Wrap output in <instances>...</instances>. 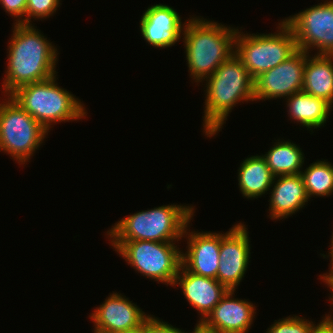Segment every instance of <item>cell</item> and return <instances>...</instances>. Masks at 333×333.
I'll use <instances>...</instances> for the list:
<instances>
[{
  "instance_id": "14",
  "label": "cell",
  "mask_w": 333,
  "mask_h": 333,
  "mask_svg": "<svg viewBox=\"0 0 333 333\" xmlns=\"http://www.w3.org/2000/svg\"><path fill=\"white\" fill-rule=\"evenodd\" d=\"M187 252L182 253V265L191 273L217 280L221 234L212 232H187Z\"/></svg>"
},
{
  "instance_id": "20",
  "label": "cell",
  "mask_w": 333,
  "mask_h": 333,
  "mask_svg": "<svg viewBox=\"0 0 333 333\" xmlns=\"http://www.w3.org/2000/svg\"><path fill=\"white\" fill-rule=\"evenodd\" d=\"M238 171L240 191L249 199L265 194L277 180L261 155L245 159Z\"/></svg>"
},
{
  "instance_id": "3",
  "label": "cell",
  "mask_w": 333,
  "mask_h": 333,
  "mask_svg": "<svg viewBox=\"0 0 333 333\" xmlns=\"http://www.w3.org/2000/svg\"><path fill=\"white\" fill-rule=\"evenodd\" d=\"M186 22L182 35L187 64L191 78L201 82L235 53L238 29L197 17Z\"/></svg>"
},
{
  "instance_id": "19",
  "label": "cell",
  "mask_w": 333,
  "mask_h": 333,
  "mask_svg": "<svg viewBox=\"0 0 333 333\" xmlns=\"http://www.w3.org/2000/svg\"><path fill=\"white\" fill-rule=\"evenodd\" d=\"M287 103L290 118L310 130L324 125L333 107L325 99L314 97L303 91L289 96Z\"/></svg>"
},
{
  "instance_id": "18",
  "label": "cell",
  "mask_w": 333,
  "mask_h": 333,
  "mask_svg": "<svg viewBox=\"0 0 333 333\" xmlns=\"http://www.w3.org/2000/svg\"><path fill=\"white\" fill-rule=\"evenodd\" d=\"M333 55L309 56L306 52L302 91L333 103Z\"/></svg>"
},
{
  "instance_id": "27",
  "label": "cell",
  "mask_w": 333,
  "mask_h": 333,
  "mask_svg": "<svg viewBox=\"0 0 333 333\" xmlns=\"http://www.w3.org/2000/svg\"><path fill=\"white\" fill-rule=\"evenodd\" d=\"M313 333H333V319L329 314L314 328Z\"/></svg>"
},
{
  "instance_id": "29",
  "label": "cell",
  "mask_w": 333,
  "mask_h": 333,
  "mask_svg": "<svg viewBox=\"0 0 333 333\" xmlns=\"http://www.w3.org/2000/svg\"><path fill=\"white\" fill-rule=\"evenodd\" d=\"M114 333H144V321L141 326H138V327H135L132 329H128V330L117 331Z\"/></svg>"
},
{
  "instance_id": "32",
  "label": "cell",
  "mask_w": 333,
  "mask_h": 333,
  "mask_svg": "<svg viewBox=\"0 0 333 333\" xmlns=\"http://www.w3.org/2000/svg\"><path fill=\"white\" fill-rule=\"evenodd\" d=\"M194 333H203L199 329H197Z\"/></svg>"
},
{
  "instance_id": "15",
  "label": "cell",
  "mask_w": 333,
  "mask_h": 333,
  "mask_svg": "<svg viewBox=\"0 0 333 333\" xmlns=\"http://www.w3.org/2000/svg\"><path fill=\"white\" fill-rule=\"evenodd\" d=\"M184 26L178 13L163 4L148 7L140 20L142 37L157 48L173 46L183 34Z\"/></svg>"
},
{
  "instance_id": "4",
  "label": "cell",
  "mask_w": 333,
  "mask_h": 333,
  "mask_svg": "<svg viewBox=\"0 0 333 333\" xmlns=\"http://www.w3.org/2000/svg\"><path fill=\"white\" fill-rule=\"evenodd\" d=\"M194 207L163 205L154 209L134 213L116 223L107 235L111 241H154L175 242L184 231L194 214Z\"/></svg>"
},
{
  "instance_id": "6",
  "label": "cell",
  "mask_w": 333,
  "mask_h": 333,
  "mask_svg": "<svg viewBox=\"0 0 333 333\" xmlns=\"http://www.w3.org/2000/svg\"><path fill=\"white\" fill-rule=\"evenodd\" d=\"M278 29L279 33L262 35H243L238 30L235 54L253 79L286 61L299 50L294 32L284 20L279 23Z\"/></svg>"
},
{
  "instance_id": "13",
  "label": "cell",
  "mask_w": 333,
  "mask_h": 333,
  "mask_svg": "<svg viewBox=\"0 0 333 333\" xmlns=\"http://www.w3.org/2000/svg\"><path fill=\"white\" fill-rule=\"evenodd\" d=\"M148 316L128 298L112 293L90 315L94 333H114L141 326Z\"/></svg>"
},
{
  "instance_id": "8",
  "label": "cell",
  "mask_w": 333,
  "mask_h": 333,
  "mask_svg": "<svg viewBox=\"0 0 333 333\" xmlns=\"http://www.w3.org/2000/svg\"><path fill=\"white\" fill-rule=\"evenodd\" d=\"M7 99L0 103V151L25 164L48 131L10 96Z\"/></svg>"
},
{
  "instance_id": "30",
  "label": "cell",
  "mask_w": 333,
  "mask_h": 333,
  "mask_svg": "<svg viewBox=\"0 0 333 333\" xmlns=\"http://www.w3.org/2000/svg\"><path fill=\"white\" fill-rule=\"evenodd\" d=\"M329 255L328 256H330L331 257V262H330V264H331V266L333 265V235H332V240H331V247H330V252L328 253Z\"/></svg>"
},
{
  "instance_id": "25",
  "label": "cell",
  "mask_w": 333,
  "mask_h": 333,
  "mask_svg": "<svg viewBox=\"0 0 333 333\" xmlns=\"http://www.w3.org/2000/svg\"><path fill=\"white\" fill-rule=\"evenodd\" d=\"M198 329L197 325L194 328V333ZM144 333H188L173 327L171 324L163 322L158 318L148 315L144 320ZM191 333V332H190Z\"/></svg>"
},
{
  "instance_id": "16",
  "label": "cell",
  "mask_w": 333,
  "mask_h": 333,
  "mask_svg": "<svg viewBox=\"0 0 333 333\" xmlns=\"http://www.w3.org/2000/svg\"><path fill=\"white\" fill-rule=\"evenodd\" d=\"M174 285L181 286L183 295L189 304L202 315L197 325L207 317L229 291L216 279L191 273L183 265L180 267Z\"/></svg>"
},
{
  "instance_id": "5",
  "label": "cell",
  "mask_w": 333,
  "mask_h": 333,
  "mask_svg": "<svg viewBox=\"0 0 333 333\" xmlns=\"http://www.w3.org/2000/svg\"><path fill=\"white\" fill-rule=\"evenodd\" d=\"M55 81L56 75L21 86L9 95L47 131L51 123L76 121L87 115L78 98L59 87Z\"/></svg>"
},
{
  "instance_id": "31",
  "label": "cell",
  "mask_w": 333,
  "mask_h": 333,
  "mask_svg": "<svg viewBox=\"0 0 333 333\" xmlns=\"http://www.w3.org/2000/svg\"><path fill=\"white\" fill-rule=\"evenodd\" d=\"M330 290H331V292H332V294H331V295H332V296H331L332 298L330 297L329 299L332 301L331 304L333 305V287H332Z\"/></svg>"
},
{
  "instance_id": "2",
  "label": "cell",
  "mask_w": 333,
  "mask_h": 333,
  "mask_svg": "<svg viewBox=\"0 0 333 333\" xmlns=\"http://www.w3.org/2000/svg\"><path fill=\"white\" fill-rule=\"evenodd\" d=\"M204 132L211 138L240 101L254 100V79L234 53L206 78Z\"/></svg>"
},
{
  "instance_id": "11",
  "label": "cell",
  "mask_w": 333,
  "mask_h": 333,
  "mask_svg": "<svg viewBox=\"0 0 333 333\" xmlns=\"http://www.w3.org/2000/svg\"><path fill=\"white\" fill-rule=\"evenodd\" d=\"M244 224L234 225L222 234L217 281L228 290L235 291L240 284L250 259V241Z\"/></svg>"
},
{
  "instance_id": "21",
  "label": "cell",
  "mask_w": 333,
  "mask_h": 333,
  "mask_svg": "<svg viewBox=\"0 0 333 333\" xmlns=\"http://www.w3.org/2000/svg\"><path fill=\"white\" fill-rule=\"evenodd\" d=\"M262 157L275 177L299 174L304 163L302 150L290 141L276 142Z\"/></svg>"
},
{
  "instance_id": "17",
  "label": "cell",
  "mask_w": 333,
  "mask_h": 333,
  "mask_svg": "<svg viewBox=\"0 0 333 333\" xmlns=\"http://www.w3.org/2000/svg\"><path fill=\"white\" fill-rule=\"evenodd\" d=\"M278 179L270 197L271 219H283L304 207L309 198L299 174L276 176Z\"/></svg>"
},
{
  "instance_id": "26",
  "label": "cell",
  "mask_w": 333,
  "mask_h": 333,
  "mask_svg": "<svg viewBox=\"0 0 333 333\" xmlns=\"http://www.w3.org/2000/svg\"><path fill=\"white\" fill-rule=\"evenodd\" d=\"M0 4L10 16L18 18L15 23L23 24L25 18L27 0H0Z\"/></svg>"
},
{
  "instance_id": "1",
  "label": "cell",
  "mask_w": 333,
  "mask_h": 333,
  "mask_svg": "<svg viewBox=\"0 0 333 333\" xmlns=\"http://www.w3.org/2000/svg\"><path fill=\"white\" fill-rule=\"evenodd\" d=\"M8 46V65L2 89L8 96L21 86L56 73L57 49L32 24H14Z\"/></svg>"
},
{
  "instance_id": "28",
  "label": "cell",
  "mask_w": 333,
  "mask_h": 333,
  "mask_svg": "<svg viewBox=\"0 0 333 333\" xmlns=\"http://www.w3.org/2000/svg\"><path fill=\"white\" fill-rule=\"evenodd\" d=\"M330 270L329 273H325L324 275H320V279L323 280V282H325V284H327V286L331 289L333 287V265L330 266Z\"/></svg>"
},
{
  "instance_id": "22",
  "label": "cell",
  "mask_w": 333,
  "mask_h": 333,
  "mask_svg": "<svg viewBox=\"0 0 333 333\" xmlns=\"http://www.w3.org/2000/svg\"><path fill=\"white\" fill-rule=\"evenodd\" d=\"M300 175L309 199L314 195L330 196L333 193V165L329 162L316 161Z\"/></svg>"
},
{
  "instance_id": "9",
  "label": "cell",
  "mask_w": 333,
  "mask_h": 333,
  "mask_svg": "<svg viewBox=\"0 0 333 333\" xmlns=\"http://www.w3.org/2000/svg\"><path fill=\"white\" fill-rule=\"evenodd\" d=\"M293 30L299 50L333 55V1H325L284 20Z\"/></svg>"
},
{
  "instance_id": "7",
  "label": "cell",
  "mask_w": 333,
  "mask_h": 333,
  "mask_svg": "<svg viewBox=\"0 0 333 333\" xmlns=\"http://www.w3.org/2000/svg\"><path fill=\"white\" fill-rule=\"evenodd\" d=\"M112 246L136 271L167 285L175 282L182 265V253L171 242L111 241Z\"/></svg>"
},
{
  "instance_id": "12",
  "label": "cell",
  "mask_w": 333,
  "mask_h": 333,
  "mask_svg": "<svg viewBox=\"0 0 333 333\" xmlns=\"http://www.w3.org/2000/svg\"><path fill=\"white\" fill-rule=\"evenodd\" d=\"M235 291L229 290L221 301L197 327L203 333H246L248 332L256 306L241 299L232 298Z\"/></svg>"
},
{
  "instance_id": "24",
  "label": "cell",
  "mask_w": 333,
  "mask_h": 333,
  "mask_svg": "<svg viewBox=\"0 0 333 333\" xmlns=\"http://www.w3.org/2000/svg\"><path fill=\"white\" fill-rule=\"evenodd\" d=\"M59 4L60 0H27L26 17L23 19V24H31L32 18H49L56 12Z\"/></svg>"
},
{
  "instance_id": "23",
  "label": "cell",
  "mask_w": 333,
  "mask_h": 333,
  "mask_svg": "<svg viewBox=\"0 0 333 333\" xmlns=\"http://www.w3.org/2000/svg\"><path fill=\"white\" fill-rule=\"evenodd\" d=\"M294 316V317H293ZM276 321L267 333H313L314 328L317 326L313 322L293 315Z\"/></svg>"
},
{
  "instance_id": "10",
  "label": "cell",
  "mask_w": 333,
  "mask_h": 333,
  "mask_svg": "<svg viewBox=\"0 0 333 333\" xmlns=\"http://www.w3.org/2000/svg\"><path fill=\"white\" fill-rule=\"evenodd\" d=\"M306 52L298 50L286 61L254 79V100L288 98L302 91Z\"/></svg>"
}]
</instances>
